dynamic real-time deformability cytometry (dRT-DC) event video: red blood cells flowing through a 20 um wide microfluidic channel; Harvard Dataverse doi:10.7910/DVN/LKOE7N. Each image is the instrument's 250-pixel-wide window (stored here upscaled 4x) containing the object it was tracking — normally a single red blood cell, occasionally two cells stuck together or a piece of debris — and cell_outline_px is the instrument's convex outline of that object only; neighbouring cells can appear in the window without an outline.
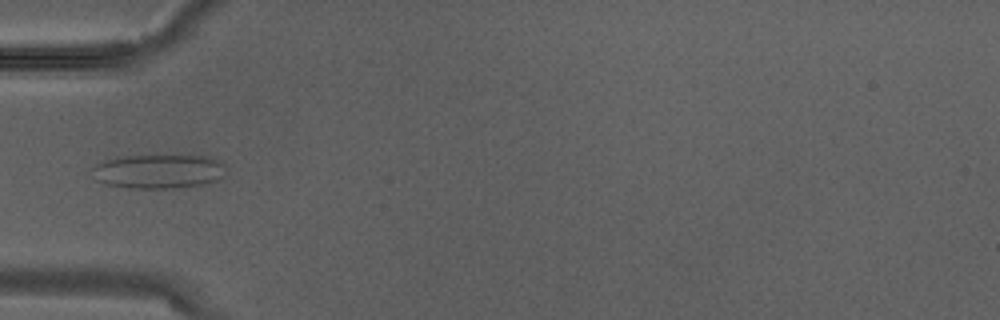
{"species": "Egyptian fruit bat (a non-hibernating species)", "species_latin": "Rousettus aegyptiacus", "temperature_condition": "warm", "stored_images_in_passage": 2, "camera_frame_rate_fps": 3000, "um_per_image_px": 0.085, "animal": {"sex": "male"}, "frame": {"image": 1, "passage_image": 2, "time_ms": 0.333, "image_size_px": [1000, 320], "cell_outline_px": [[224, 176], [216, 180], [204, 184], [176, 188], [128, 188], [108, 184], [96, 180], [92, 168], [96, 164], [104, 160], [120, 156], [212, 156], [224, 164]], "centroid_in_image_um": [13.49, 14.56], "position_along_channel_um": 71.5, "area_um2": 26.59}}